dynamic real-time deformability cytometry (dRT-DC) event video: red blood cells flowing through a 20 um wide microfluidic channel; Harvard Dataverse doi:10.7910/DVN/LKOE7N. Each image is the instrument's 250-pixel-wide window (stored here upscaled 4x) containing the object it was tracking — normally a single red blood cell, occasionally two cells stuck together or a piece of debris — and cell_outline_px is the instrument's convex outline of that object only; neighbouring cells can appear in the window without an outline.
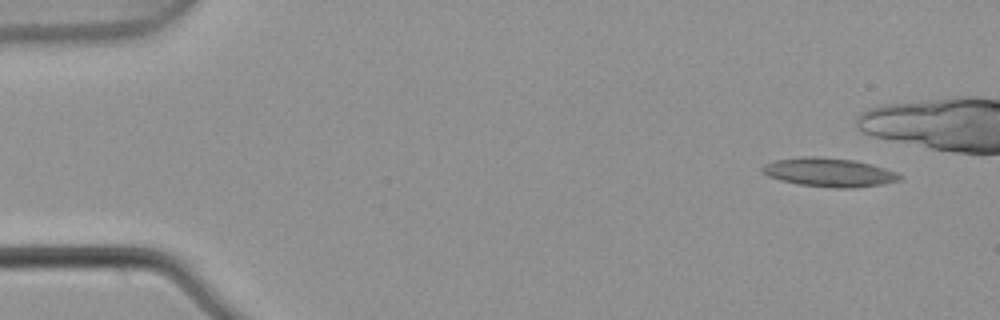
{"species": "common noctule bat (a hibernating species)", "species_latin": "Nyctalus noctula", "temperature_condition": "warm", "stored_images_in_passage": 5, "camera_frame_rate_fps": 3000, "um_per_image_px": 0.085, "animal": {"sex": "male", "body_mass_g": 21.5, "forearm_length_mm": 52.0}, "frame": {"image": 1, "passage_image": 1, "time_ms": 0.0, "image_size_px": [1000, 320], "cell_outline_px": [[904, 176], [900, 180], [884, 184], [848, 188], [836, 188], [800, 184], [780, 180], [768, 176], [760, 168], [764, 164], [776, 160], [800, 156], [816, 156], [856, 160], [872, 164], [896, 172]], "centroid_in_image_um": [70.49, 14.64], "position_along_channel_um": 14.5, "area_um2": 23.06}}